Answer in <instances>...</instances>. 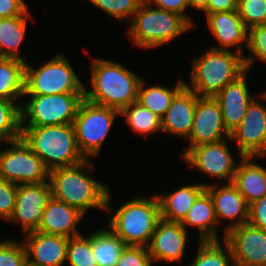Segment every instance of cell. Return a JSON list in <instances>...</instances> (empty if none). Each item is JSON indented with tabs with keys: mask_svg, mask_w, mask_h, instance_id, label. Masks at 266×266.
Listing matches in <instances>:
<instances>
[{
	"mask_svg": "<svg viewBox=\"0 0 266 266\" xmlns=\"http://www.w3.org/2000/svg\"><path fill=\"white\" fill-rule=\"evenodd\" d=\"M93 166L88 159L71 167H59L49 171L48 182L52 197L77 208L85 214L87 209L111 211L108 186L84 174V168ZM83 171V172H82Z\"/></svg>",
	"mask_w": 266,
	"mask_h": 266,
	"instance_id": "cell-1",
	"label": "cell"
},
{
	"mask_svg": "<svg viewBox=\"0 0 266 266\" xmlns=\"http://www.w3.org/2000/svg\"><path fill=\"white\" fill-rule=\"evenodd\" d=\"M254 57L244 56L236 51L209 50L193 60L191 87L199 97H214L227 84L242 76L253 64Z\"/></svg>",
	"mask_w": 266,
	"mask_h": 266,
	"instance_id": "cell-2",
	"label": "cell"
},
{
	"mask_svg": "<svg viewBox=\"0 0 266 266\" xmlns=\"http://www.w3.org/2000/svg\"><path fill=\"white\" fill-rule=\"evenodd\" d=\"M91 64L93 90L87 91L85 88L87 101L118 111L137 101L141 78L110 60L94 58Z\"/></svg>",
	"mask_w": 266,
	"mask_h": 266,
	"instance_id": "cell-3",
	"label": "cell"
},
{
	"mask_svg": "<svg viewBox=\"0 0 266 266\" xmlns=\"http://www.w3.org/2000/svg\"><path fill=\"white\" fill-rule=\"evenodd\" d=\"M21 138L49 171L85 160L78 149L73 124L21 127Z\"/></svg>",
	"mask_w": 266,
	"mask_h": 266,
	"instance_id": "cell-4",
	"label": "cell"
},
{
	"mask_svg": "<svg viewBox=\"0 0 266 266\" xmlns=\"http://www.w3.org/2000/svg\"><path fill=\"white\" fill-rule=\"evenodd\" d=\"M142 1L133 15L127 31L133 43L142 48H157L169 43L192 25L181 15L166 11Z\"/></svg>",
	"mask_w": 266,
	"mask_h": 266,
	"instance_id": "cell-5",
	"label": "cell"
},
{
	"mask_svg": "<svg viewBox=\"0 0 266 266\" xmlns=\"http://www.w3.org/2000/svg\"><path fill=\"white\" fill-rule=\"evenodd\" d=\"M160 217L157 195L138 197L121 205L109 221V227L127 246L148 247Z\"/></svg>",
	"mask_w": 266,
	"mask_h": 266,
	"instance_id": "cell-6",
	"label": "cell"
},
{
	"mask_svg": "<svg viewBox=\"0 0 266 266\" xmlns=\"http://www.w3.org/2000/svg\"><path fill=\"white\" fill-rule=\"evenodd\" d=\"M85 87L62 54L36 70L25 63L24 95L84 93Z\"/></svg>",
	"mask_w": 266,
	"mask_h": 266,
	"instance_id": "cell-7",
	"label": "cell"
},
{
	"mask_svg": "<svg viewBox=\"0 0 266 266\" xmlns=\"http://www.w3.org/2000/svg\"><path fill=\"white\" fill-rule=\"evenodd\" d=\"M27 104L20 105L21 127H43L73 124L84 93L29 95ZM29 119L28 124L24 125Z\"/></svg>",
	"mask_w": 266,
	"mask_h": 266,
	"instance_id": "cell-8",
	"label": "cell"
},
{
	"mask_svg": "<svg viewBox=\"0 0 266 266\" xmlns=\"http://www.w3.org/2000/svg\"><path fill=\"white\" fill-rule=\"evenodd\" d=\"M120 111L84 99L74 119L76 142L85 159L95 157Z\"/></svg>",
	"mask_w": 266,
	"mask_h": 266,
	"instance_id": "cell-9",
	"label": "cell"
},
{
	"mask_svg": "<svg viewBox=\"0 0 266 266\" xmlns=\"http://www.w3.org/2000/svg\"><path fill=\"white\" fill-rule=\"evenodd\" d=\"M10 148L0 150V175L16 185L48 182L49 170L22 138L7 142Z\"/></svg>",
	"mask_w": 266,
	"mask_h": 266,
	"instance_id": "cell-10",
	"label": "cell"
},
{
	"mask_svg": "<svg viewBox=\"0 0 266 266\" xmlns=\"http://www.w3.org/2000/svg\"><path fill=\"white\" fill-rule=\"evenodd\" d=\"M228 140L237 142L240 157H266V106L253 98Z\"/></svg>",
	"mask_w": 266,
	"mask_h": 266,
	"instance_id": "cell-11",
	"label": "cell"
},
{
	"mask_svg": "<svg viewBox=\"0 0 266 266\" xmlns=\"http://www.w3.org/2000/svg\"><path fill=\"white\" fill-rule=\"evenodd\" d=\"M230 138L226 130L219 103L214 97H198L196 100L192 130L188 137L190 145L182 157L191 149L205 143L219 142Z\"/></svg>",
	"mask_w": 266,
	"mask_h": 266,
	"instance_id": "cell-12",
	"label": "cell"
},
{
	"mask_svg": "<svg viewBox=\"0 0 266 266\" xmlns=\"http://www.w3.org/2000/svg\"><path fill=\"white\" fill-rule=\"evenodd\" d=\"M234 266H266V231L249 223L226 232Z\"/></svg>",
	"mask_w": 266,
	"mask_h": 266,
	"instance_id": "cell-13",
	"label": "cell"
},
{
	"mask_svg": "<svg viewBox=\"0 0 266 266\" xmlns=\"http://www.w3.org/2000/svg\"><path fill=\"white\" fill-rule=\"evenodd\" d=\"M51 198L49 182L18 185L14 211L8 221L21 223L24 234L36 231Z\"/></svg>",
	"mask_w": 266,
	"mask_h": 266,
	"instance_id": "cell-14",
	"label": "cell"
},
{
	"mask_svg": "<svg viewBox=\"0 0 266 266\" xmlns=\"http://www.w3.org/2000/svg\"><path fill=\"white\" fill-rule=\"evenodd\" d=\"M192 167L219 179L233 182L237 165L225 139L214 143H205L191 148L183 157Z\"/></svg>",
	"mask_w": 266,
	"mask_h": 266,
	"instance_id": "cell-15",
	"label": "cell"
},
{
	"mask_svg": "<svg viewBox=\"0 0 266 266\" xmlns=\"http://www.w3.org/2000/svg\"><path fill=\"white\" fill-rule=\"evenodd\" d=\"M187 241V230L180 222L160 219L148 246L152 261L180 262Z\"/></svg>",
	"mask_w": 266,
	"mask_h": 266,
	"instance_id": "cell-16",
	"label": "cell"
},
{
	"mask_svg": "<svg viewBox=\"0 0 266 266\" xmlns=\"http://www.w3.org/2000/svg\"><path fill=\"white\" fill-rule=\"evenodd\" d=\"M25 235L27 262L36 266H62L66 262L69 238L38 231Z\"/></svg>",
	"mask_w": 266,
	"mask_h": 266,
	"instance_id": "cell-17",
	"label": "cell"
},
{
	"mask_svg": "<svg viewBox=\"0 0 266 266\" xmlns=\"http://www.w3.org/2000/svg\"><path fill=\"white\" fill-rule=\"evenodd\" d=\"M205 190L212 199L217 221L219 222L220 218L234 220L225 228L224 238L227 231L248 223L249 204L233 183L229 182L219 188L213 184H207Z\"/></svg>",
	"mask_w": 266,
	"mask_h": 266,
	"instance_id": "cell-18",
	"label": "cell"
},
{
	"mask_svg": "<svg viewBox=\"0 0 266 266\" xmlns=\"http://www.w3.org/2000/svg\"><path fill=\"white\" fill-rule=\"evenodd\" d=\"M247 72L237 80L227 84L214 96L215 100L219 103L223 123L229 133L241 123L251 100L254 98L249 93L245 81V74Z\"/></svg>",
	"mask_w": 266,
	"mask_h": 266,
	"instance_id": "cell-19",
	"label": "cell"
},
{
	"mask_svg": "<svg viewBox=\"0 0 266 266\" xmlns=\"http://www.w3.org/2000/svg\"><path fill=\"white\" fill-rule=\"evenodd\" d=\"M199 96L185 85L175 94L162 120V132L188 138Z\"/></svg>",
	"mask_w": 266,
	"mask_h": 266,
	"instance_id": "cell-20",
	"label": "cell"
},
{
	"mask_svg": "<svg viewBox=\"0 0 266 266\" xmlns=\"http://www.w3.org/2000/svg\"><path fill=\"white\" fill-rule=\"evenodd\" d=\"M207 24L220 47L216 50H227L236 46V52L242 54V42L248 45V28L243 24L237 10L207 14Z\"/></svg>",
	"mask_w": 266,
	"mask_h": 266,
	"instance_id": "cell-21",
	"label": "cell"
},
{
	"mask_svg": "<svg viewBox=\"0 0 266 266\" xmlns=\"http://www.w3.org/2000/svg\"><path fill=\"white\" fill-rule=\"evenodd\" d=\"M83 215L77 208L52 197L47 203L36 231L67 238L79 236L81 233L76 227Z\"/></svg>",
	"mask_w": 266,
	"mask_h": 266,
	"instance_id": "cell-22",
	"label": "cell"
},
{
	"mask_svg": "<svg viewBox=\"0 0 266 266\" xmlns=\"http://www.w3.org/2000/svg\"><path fill=\"white\" fill-rule=\"evenodd\" d=\"M253 159L256 157H241L232 182L249 205L266 195V169Z\"/></svg>",
	"mask_w": 266,
	"mask_h": 266,
	"instance_id": "cell-23",
	"label": "cell"
},
{
	"mask_svg": "<svg viewBox=\"0 0 266 266\" xmlns=\"http://www.w3.org/2000/svg\"><path fill=\"white\" fill-rule=\"evenodd\" d=\"M185 228L190 225L200 230V241H219L216 226L218 221L209 193L204 190L180 222Z\"/></svg>",
	"mask_w": 266,
	"mask_h": 266,
	"instance_id": "cell-24",
	"label": "cell"
},
{
	"mask_svg": "<svg viewBox=\"0 0 266 266\" xmlns=\"http://www.w3.org/2000/svg\"><path fill=\"white\" fill-rule=\"evenodd\" d=\"M206 189V184L184 185L169 195H157L160 217L169 222H181L197 197Z\"/></svg>",
	"mask_w": 266,
	"mask_h": 266,
	"instance_id": "cell-25",
	"label": "cell"
},
{
	"mask_svg": "<svg viewBox=\"0 0 266 266\" xmlns=\"http://www.w3.org/2000/svg\"><path fill=\"white\" fill-rule=\"evenodd\" d=\"M30 14L26 10L19 16L0 18V57L15 58L26 62V56L22 58L19 53V46L24 40L27 18Z\"/></svg>",
	"mask_w": 266,
	"mask_h": 266,
	"instance_id": "cell-26",
	"label": "cell"
},
{
	"mask_svg": "<svg viewBox=\"0 0 266 266\" xmlns=\"http://www.w3.org/2000/svg\"><path fill=\"white\" fill-rule=\"evenodd\" d=\"M25 61L0 57V98L15 101L24 95Z\"/></svg>",
	"mask_w": 266,
	"mask_h": 266,
	"instance_id": "cell-27",
	"label": "cell"
},
{
	"mask_svg": "<svg viewBox=\"0 0 266 266\" xmlns=\"http://www.w3.org/2000/svg\"><path fill=\"white\" fill-rule=\"evenodd\" d=\"M91 246L98 266H116L127 245L109 228L93 232Z\"/></svg>",
	"mask_w": 266,
	"mask_h": 266,
	"instance_id": "cell-28",
	"label": "cell"
},
{
	"mask_svg": "<svg viewBox=\"0 0 266 266\" xmlns=\"http://www.w3.org/2000/svg\"><path fill=\"white\" fill-rule=\"evenodd\" d=\"M184 85L185 82L178 79L175 88L168 89L163 85H158L144 89L145 86L142 80L139 85L137 102L162 118L169 108L173 97Z\"/></svg>",
	"mask_w": 266,
	"mask_h": 266,
	"instance_id": "cell-29",
	"label": "cell"
},
{
	"mask_svg": "<svg viewBox=\"0 0 266 266\" xmlns=\"http://www.w3.org/2000/svg\"><path fill=\"white\" fill-rule=\"evenodd\" d=\"M120 115L126 117L125 121L136 133L149 135V133L162 132L161 118L137 101L123 108Z\"/></svg>",
	"mask_w": 266,
	"mask_h": 266,
	"instance_id": "cell-30",
	"label": "cell"
},
{
	"mask_svg": "<svg viewBox=\"0 0 266 266\" xmlns=\"http://www.w3.org/2000/svg\"><path fill=\"white\" fill-rule=\"evenodd\" d=\"M224 244L226 252L220 241H199L197 254L190 266H234L231 249L225 241Z\"/></svg>",
	"mask_w": 266,
	"mask_h": 266,
	"instance_id": "cell-31",
	"label": "cell"
},
{
	"mask_svg": "<svg viewBox=\"0 0 266 266\" xmlns=\"http://www.w3.org/2000/svg\"><path fill=\"white\" fill-rule=\"evenodd\" d=\"M21 138L20 105L0 98V141L11 142Z\"/></svg>",
	"mask_w": 266,
	"mask_h": 266,
	"instance_id": "cell-32",
	"label": "cell"
},
{
	"mask_svg": "<svg viewBox=\"0 0 266 266\" xmlns=\"http://www.w3.org/2000/svg\"><path fill=\"white\" fill-rule=\"evenodd\" d=\"M66 260L70 266H98L91 246V234L79 235L68 240Z\"/></svg>",
	"mask_w": 266,
	"mask_h": 266,
	"instance_id": "cell-33",
	"label": "cell"
},
{
	"mask_svg": "<svg viewBox=\"0 0 266 266\" xmlns=\"http://www.w3.org/2000/svg\"><path fill=\"white\" fill-rule=\"evenodd\" d=\"M112 17L129 22L143 0H88Z\"/></svg>",
	"mask_w": 266,
	"mask_h": 266,
	"instance_id": "cell-34",
	"label": "cell"
},
{
	"mask_svg": "<svg viewBox=\"0 0 266 266\" xmlns=\"http://www.w3.org/2000/svg\"><path fill=\"white\" fill-rule=\"evenodd\" d=\"M237 12L248 29L262 25L266 19V0H238Z\"/></svg>",
	"mask_w": 266,
	"mask_h": 266,
	"instance_id": "cell-35",
	"label": "cell"
},
{
	"mask_svg": "<svg viewBox=\"0 0 266 266\" xmlns=\"http://www.w3.org/2000/svg\"><path fill=\"white\" fill-rule=\"evenodd\" d=\"M26 262L27 255L23 242H0V266H24Z\"/></svg>",
	"mask_w": 266,
	"mask_h": 266,
	"instance_id": "cell-36",
	"label": "cell"
},
{
	"mask_svg": "<svg viewBox=\"0 0 266 266\" xmlns=\"http://www.w3.org/2000/svg\"><path fill=\"white\" fill-rule=\"evenodd\" d=\"M152 263L148 247L126 246L116 266H152Z\"/></svg>",
	"mask_w": 266,
	"mask_h": 266,
	"instance_id": "cell-37",
	"label": "cell"
},
{
	"mask_svg": "<svg viewBox=\"0 0 266 266\" xmlns=\"http://www.w3.org/2000/svg\"><path fill=\"white\" fill-rule=\"evenodd\" d=\"M18 185L0 175V217L9 220L13 214Z\"/></svg>",
	"mask_w": 266,
	"mask_h": 266,
	"instance_id": "cell-38",
	"label": "cell"
},
{
	"mask_svg": "<svg viewBox=\"0 0 266 266\" xmlns=\"http://www.w3.org/2000/svg\"><path fill=\"white\" fill-rule=\"evenodd\" d=\"M247 48L254 57L266 62V27L256 25L248 29Z\"/></svg>",
	"mask_w": 266,
	"mask_h": 266,
	"instance_id": "cell-39",
	"label": "cell"
},
{
	"mask_svg": "<svg viewBox=\"0 0 266 266\" xmlns=\"http://www.w3.org/2000/svg\"><path fill=\"white\" fill-rule=\"evenodd\" d=\"M248 223L266 231V195L249 205Z\"/></svg>",
	"mask_w": 266,
	"mask_h": 266,
	"instance_id": "cell-40",
	"label": "cell"
},
{
	"mask_svg": "<svg viewBox=\"0 0 266 266\" xmlns=\"http://www.w3.org/2000/svg\"><path fill=\"white\" fill-rule=\"evenodd\" d=\"M143 1L149 5L154 2L157 8L179 14L183 16L192 26L194 25L192 23L190 16L184 13L186 7L187 6L189 7L188 0H143Z\"/></svg>",
	"mask_w": 266,
	"mask_h": 266,
	"instance_id": "cell-41",
	"label": "cell"
},
{
	"mask_svg": "<svg viewBox=\"0 0 266 266\" xmlns=\"http://www.w3.org/2000/svg\"><path fill=\"white\" fill-rule=\"evenodd\" d=\"M26 10L24 0H0V18L19 16Z\"/></svg>",
	"mask_w": 266,
	"mask_h": 266,
	"instance_id": "cell-42",
	"label": "cell"
},
{
	"mask_svg": "<svg viewBox=\"0 0 266 266\" xmlns=\"http://www.w3.org/2000/svg\"><path fill=\"white\" fill-rule=\"evenodd\" d=\"M238 0H209L207 9L204 11L207 14L223 11L237 10Z\"/></svg>",
	"mask_w": 266,
	"mask_h": 266,
	"instance_id": "cell-43",
	"label": "cell"
},
{
	"mask_svg": "<svg viewBox=\"0 0 266 266\" xmlns=\"http://www.w3.org/2000/svg\"><path fill=\"white\" fill-rule=\"evenodd\" d=\"M209 0H188L189 7L196 8L197 10L205 11L207 9Z\"/></svg>",
	"mask_w": 266,
	"mask_h": 266,
	"instance_id": "cell-44",
	"label": "cell"
},
{
	"mask_svg": "<svg viewBox=\"0 0 266 266\" xmlns=\"http://www.w3.org/2000/svg\"><path fill=\"white\" fill-rule=\"evenodd\" d=\"M24 266H36V265H33V264L29 263V262H26V264Z\"/></svg>",
	"mask_w": 266,
	"mask_h": 266,
	"instance_id": "cell-45",
	"label": "cell"
},
{
	"mask_svg": "<svg viewBox=\"0 0 266 266\" xmlns=\"http://www.w3.org/2000/svg\"><path fill=\"white\" fill-rule=\"evenodd\" d=\"M262 99L264 98L266 100V92L262 93Z\"/></svg>",
	"mask_w": 266,
	"mask_h": 266,
	"instance_id": "cell-46",
	"label": "cell"
},
{
	"mask_svg": "<svg viewBox=\"0 0 266 266\" xmlns=\"http://www.w3.org/2000/svg\"><path fill=\"white\" fill-rule=\"evenodd\" d=\"M262 25L266 27V19H265V21H264V23Z\"/></svg>",
	"mask_w": 266,
	"mask_h": 266,
	"instance_id": "cell-47",
	"label": "cell"
}]
</instances>
